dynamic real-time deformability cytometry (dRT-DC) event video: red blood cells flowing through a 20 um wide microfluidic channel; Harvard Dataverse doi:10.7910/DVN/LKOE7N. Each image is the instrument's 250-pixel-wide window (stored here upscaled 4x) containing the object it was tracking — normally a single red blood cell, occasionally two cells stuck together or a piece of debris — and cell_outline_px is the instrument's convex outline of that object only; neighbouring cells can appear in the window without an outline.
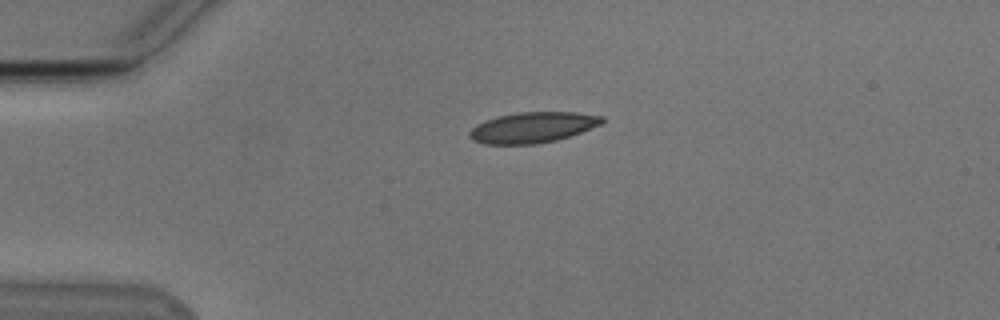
{"species": "Egyptian fruit bat (a non-hibernating species)", "species_latin": "Rousettus aegyptiacus", "temperature_condition": "cold", "stored_images_in_passage": 42, "camera_frame_rate_fps": 3000, "um_per_image_px": 0.085, "animal": {"sex": "male"}, "frame": {"image": 1, "passage_image": 1, "time_ms": 0.0, "image_size_px": [1000, 320], "cell_outline_px": [[604, 124], [556, 140], [536, 144], [484, 144], [472, 140], [468, 136], [468, 132], [476, 124], [496, 116], [516, 112], [576, 112], [604, 116]], "centroid_in_image_um": [45.27, 10.82], "position_along_channel_um": 39.7, "area_um2": 23.87}}
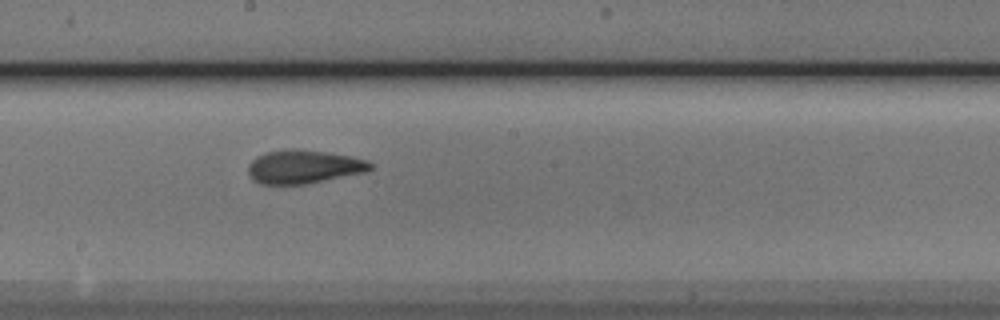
{"frame": {"image": 2, "passage_image": 18, "time_ms": 5.667, "image_size_px": [1000, 320], "cell_outline_px": [[372, 168], [368, 172], [308, 184], [260, 184], [252, 180], [248, 172], [248, 164], [256, 156], [268, 152], [292, 148], [296, 148], [352, 156], [368, 160], [372, 164]], "centroid_in_image_um": [25.84, 14.18], "position_along_channel_um": 222.4, "area_um2": 24.16}}
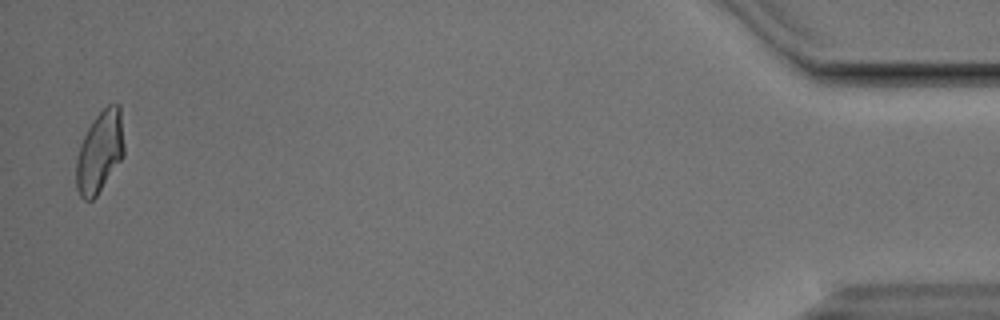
{"frame": {"image": 3, "passage_image": 41, "time_ms": 13.333, "image_size_px": [1000, 320], "cell_outline_px": [[124, 156], [96, 196], [92, 200], [84, 200], [80, 196], [76, 188], [76, 160], [80, 144], [92, 120], [108, 104], [120, 104], [124, 144]], "centroid_in_image_um": [8.48, 12.91], "position_along_channel_um": 426.7, "area_um2": 22.77}, "authors_computed_cell_mechanics": {"area_um2": 23.4957, "velocity_mm_per_s": 3.8219, "shape_relaxation_time_tau1_ms": 6.9334, "shape_relaxation_time_tau2_ms": 1.9639, "deformation_change_tau1": 0.1829, "deformation_change_tau2": 0.0844}}